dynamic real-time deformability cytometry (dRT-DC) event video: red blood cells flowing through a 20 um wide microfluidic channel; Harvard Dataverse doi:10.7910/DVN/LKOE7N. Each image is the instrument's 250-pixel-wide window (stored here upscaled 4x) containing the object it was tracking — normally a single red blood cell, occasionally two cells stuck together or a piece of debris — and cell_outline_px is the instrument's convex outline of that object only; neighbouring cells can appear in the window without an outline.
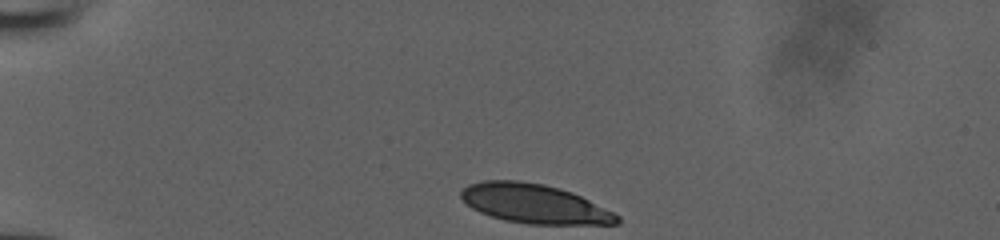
{"species": "human", "species_latin": "Homo sapiens", "temperature_condition": "room temperature", "stored_images_in_passage": 33, "camera_frame_rate_fps": 3000, "um_per_image_px": 0.085, "donor": {"sex": "male"}, "frame": {"image": 1, "passage_image": 1, "time_ms": 0.0, "image_size_px": [1000, 240], "cell_outline_px": [[620, 224], [528, 224], [504, 220], [480, 212], [472, 208], [460, 196], [460, 192], [468, 184], [484, 180], [520, 180], [544, 184], [560, 188], [572, 192], [620, 216]], "centroid_in_image_um": [45.41, 17.31], "position_along_channel_um": 39.6, "area_um2": 35.49}}
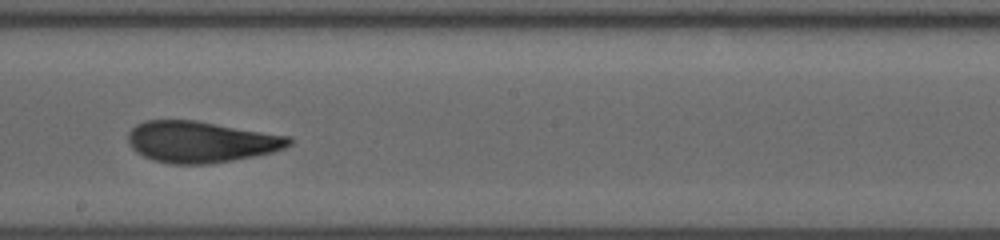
{"frame": {"image": 2, "passage_image": 19, "time_ms": 6.0, "image_size_px": [1000, 240], "cell_outline_px": [[292, 144], [284, 148], [272, 152], [232, 160], [208, 164], [168, 164], [152, 160], [136, 152], [128, 144], [128, 132], [136, 124], [144, 120], [196, 120], [292, 136]], "centroid_in_image_um": [17.07, 12.05], "position_along_channel_um": 231.1, "area_um2": 39.02}}
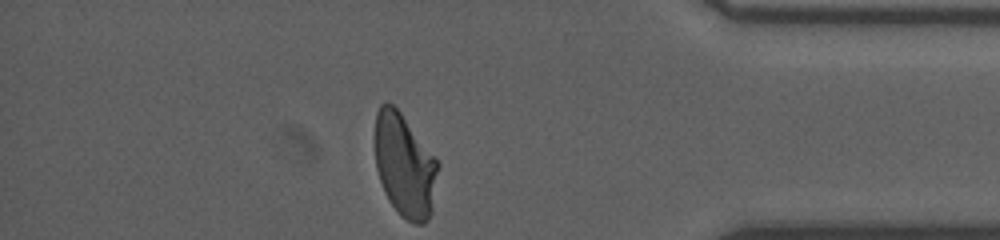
{"frame": {"image": 3, "passage_image": 33, "time_ms": 10.667, "image_size_px": [1000, 240], "cell_outline_px": [[440, 164], [432, 212], [428, 220], [424, 224], [416, 224], [400, 216], [388, 200], [384, 192], [376, 168], [376, 112], [380, 104], [388, 100], [400, 112], [436, 156]], "centroid_in_image_um": [34.43, 14.08], "position_along_channel_um": 400.8, "area_um2": 38.32}}